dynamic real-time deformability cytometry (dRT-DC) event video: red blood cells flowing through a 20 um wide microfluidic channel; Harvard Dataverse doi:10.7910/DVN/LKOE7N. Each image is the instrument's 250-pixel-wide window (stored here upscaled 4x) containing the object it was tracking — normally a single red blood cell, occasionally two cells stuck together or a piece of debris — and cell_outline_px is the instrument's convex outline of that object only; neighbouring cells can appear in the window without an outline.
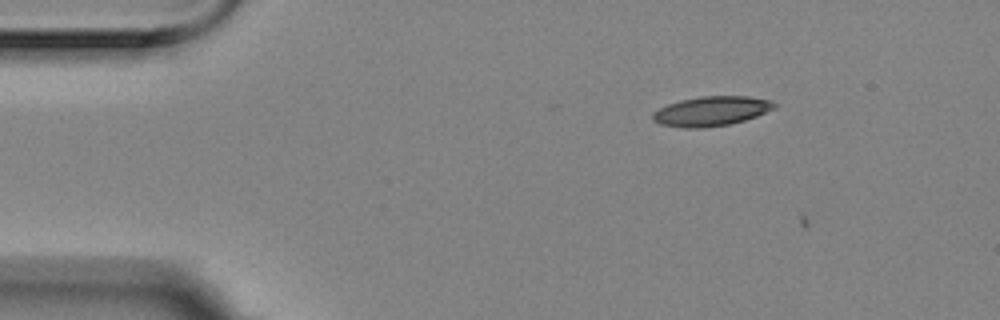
{"species": "Egyptian fruit bat (a non-hibernating species)", "species_latin": "Rousettus aegyptiacus", "temperature_condition": "room temperature", "stored_images_in_passage": 5, "camera_frame_rate_fps": 3000, "um_per_image_px": 0.085, "animal": {"sex": "female"}, "frame": {"image": 1, "passage_image": 3, "time_ms": 0.667, "image_size_px": [1000, 320], "cell_outline_px": [[776, 108], [756, 116], [744, 120], [728, 124], [704, 128], [684, 128], [660, 124], [652, 120], [652, 112], [668, 104], [680, 100], [700, 96], [748, 96], [772, 100], [776, 104]], "centroid_in_image_um": [60.46, 9.44], "position_along_channel_um": 24.5, "area_um2": 21.04}}